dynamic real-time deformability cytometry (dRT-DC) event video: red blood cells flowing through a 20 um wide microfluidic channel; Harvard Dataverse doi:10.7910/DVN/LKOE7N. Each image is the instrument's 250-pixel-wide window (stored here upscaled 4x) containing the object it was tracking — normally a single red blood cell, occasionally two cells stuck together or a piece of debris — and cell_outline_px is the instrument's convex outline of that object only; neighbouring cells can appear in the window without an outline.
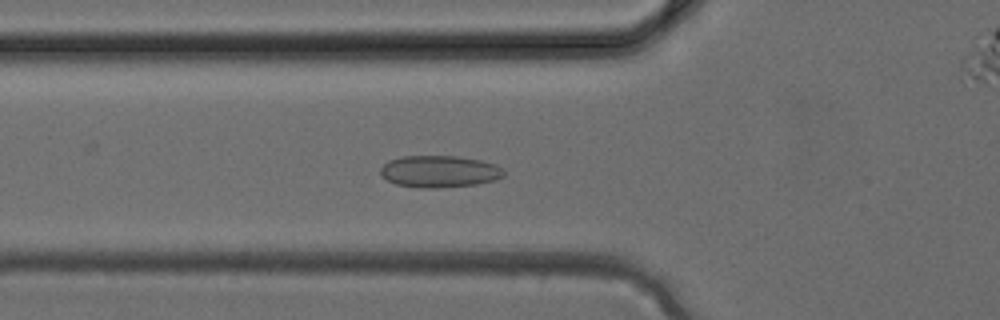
{"species": "common noctule bat (a hibernating species)", "species_latin": "Nyctalus noctula", "temperature_condition": "cold", "stored_images_in_passage": 38, "camera_frame_rate_fps": 3000, "um_per_image_px": 0.085, "animal": {"sex": "female", "body_mass_g": 24.6, "forearm_length_mm": 56.2}, "frame": {"image": 1, "passage_image": 13, "time_ms": 4.0, "image_size_px": [1000, 320], "cell_outline_px": [[504, 176], [496, 180], [476, 184], [436, 188], [420, 188], [396, 184], [380, 176], [380, 168], [388, 160], [404, 156], [456, 156], [480, 160], [496, 164], [504, 168]], "centroid_in_image_um": [37.35, 14.57], "position_along_channel_um": 88.4, "area_um2": 23.06}}
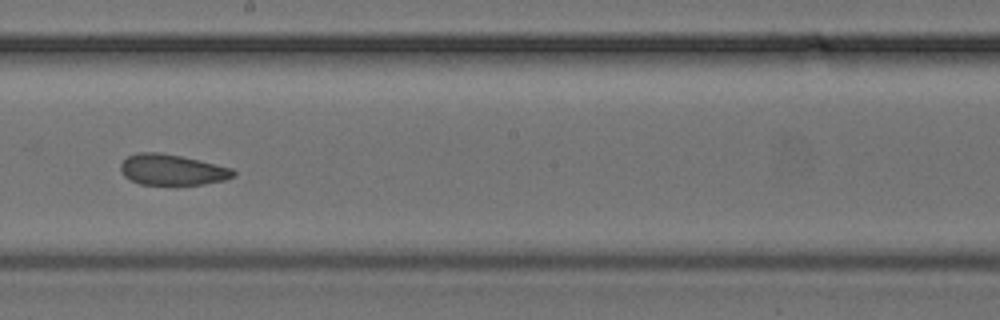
{"frame": {"image": 2, "passage_image": 21, "time_ms": 6.667, "image_size_px": [1000, 320], "cell_outline_px": [[236, 176], [224, 180], [204, 184], [176, 188], [140, 184], [124, 176], [120, 168], [120, 164], [128, 156], [136, 152], [160, 152], [180, 156], [232, 168], [236, 172]], "centroid_in_image_um": [14.63, 14.48], "position_along_channel_um": 233.6, "area_um2": 20.98}}
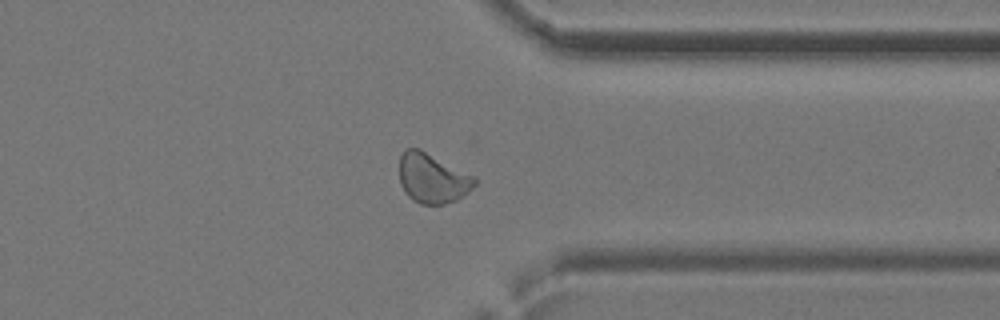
{"frame": {"image": 3, "passage_image": 29, "time_ms": 9.333, "image_size_px": [1000, 320], "cell_outline_px": [[476, 184], [464, 196], [456, 200], [444, 204], [420, 204], [412, 200], [404, 192], [400, 184], [400, 156], [408, 148], [420, 148], [476, 176]], "centroid_in_image_um": [36.78, 15.15], "position_along_channel_um": 374.6, "area_um2": 22.08}}